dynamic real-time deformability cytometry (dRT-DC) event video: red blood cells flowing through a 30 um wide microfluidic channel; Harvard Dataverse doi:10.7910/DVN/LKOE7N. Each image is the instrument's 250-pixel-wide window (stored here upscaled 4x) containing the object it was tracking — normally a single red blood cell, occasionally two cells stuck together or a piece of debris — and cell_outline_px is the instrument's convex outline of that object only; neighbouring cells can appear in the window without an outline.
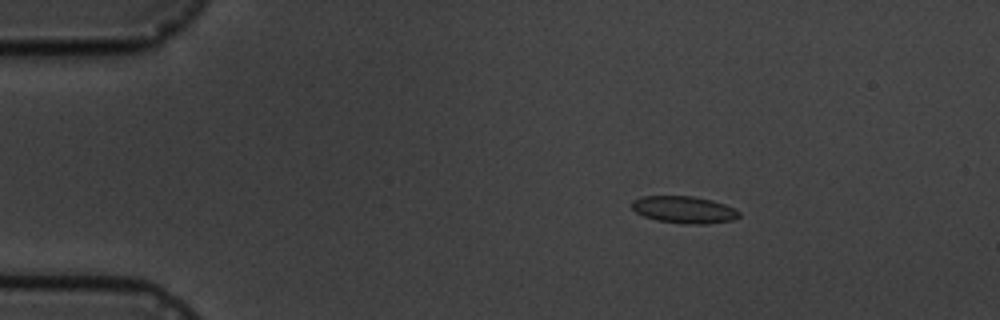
{"species": "common noctule bat (a hibernating species)", "species_latin": "Nyctalus noctula", "temperature_condition": "cold", "stored_images_in_passage": 5, "camera_frame_rate_fps": 3000, "um_per_image_px": 0.085, "animal": {"sex": "male", "body_mass_g": 19.5, "forearm_length_mm": 54.6}, "frame": {"image": 1, "passage_image": 3, "time_ms": 2.333, "image_size_px": [1000, 320], "cell_outline_px": [[740, 216], [732, 220], [708, 224], [688, 224], [656, 220], [644, 216], [636, 212], [632, 208], [632, 200], [640, 196], [692, 196], [712, 200], [736, 208], [740, 212]], "centroid_in_image_um": [58.15, 17.82], "position_along_channel_um": 26.8, "area_um2": 16.99}}